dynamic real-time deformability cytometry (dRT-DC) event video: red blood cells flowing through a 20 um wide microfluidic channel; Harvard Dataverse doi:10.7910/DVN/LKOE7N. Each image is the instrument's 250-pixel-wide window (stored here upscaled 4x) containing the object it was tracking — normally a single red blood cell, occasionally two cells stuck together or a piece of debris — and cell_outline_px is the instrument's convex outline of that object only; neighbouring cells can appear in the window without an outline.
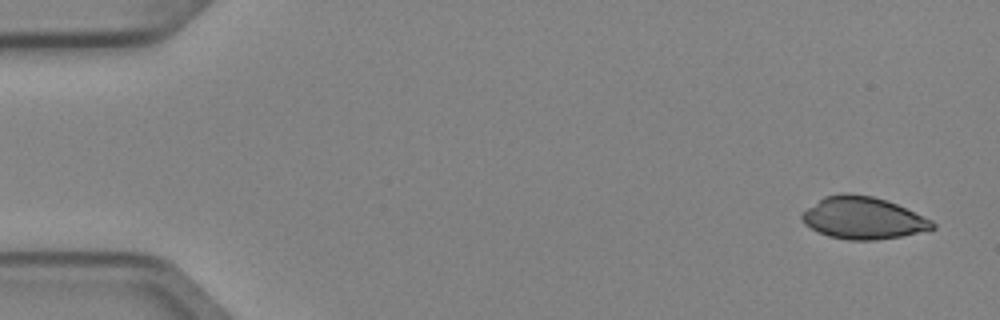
{"species": "Egyptian fruit bat (a non-hibernating species)", "species_latin": "Rousettus aegyptiacus", "temperature_condition": "cold", "stored_images_in_passage": 4, "camera_frame_rate_fps": 3000, "um_per_image_px": 0.085, "animal": {"sex": "female"}, "frame": {"image": 1, "passage_image": 1, "time_ms": 0.0, "image_size_px": [1000, 320], "cell_outline_px": [[936, 228], [900, 236], [876, 240], [848, 240], [828, 236], [804, 224], [800, 216], [808, 208], [824, 196], [844, 192], [848, 192], [872, 196], [896, 204], [932, 220], [936, 224]], "centroid_in_image_um": [73.35, 18.52], "position_along_channel_um": 11.7, "area_um2": 31.73}}
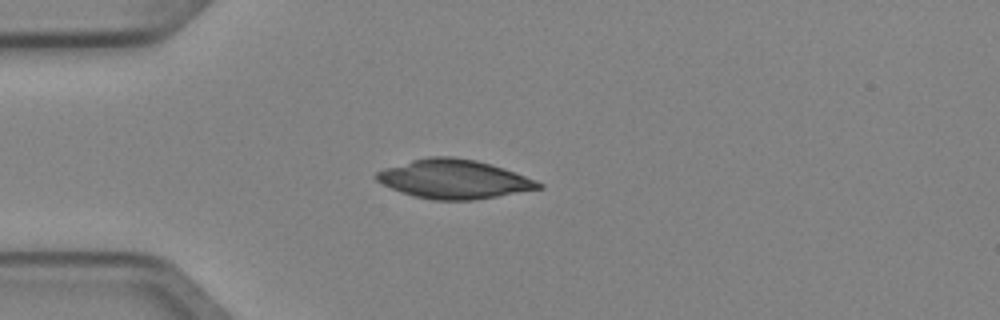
{"frame": {"image": 2, "passage_image": 4, "time_ms": 1.0, "image_size_px": [1000, 320], "cell_outline_px": [[544, 188], [472, 200], [436, 200], [416, 196], [392, 188], [376, 180], [376, 172], [384, 168], [412, 160], [428, 156], [452, 156], [476, 160], [492, 164], [504, 168], [536, 180], [544, 184]], "centroid_in_image_um": [38.62, 15.21], "position_along_channel_um": 46.4, "area_um2": 36.53}}